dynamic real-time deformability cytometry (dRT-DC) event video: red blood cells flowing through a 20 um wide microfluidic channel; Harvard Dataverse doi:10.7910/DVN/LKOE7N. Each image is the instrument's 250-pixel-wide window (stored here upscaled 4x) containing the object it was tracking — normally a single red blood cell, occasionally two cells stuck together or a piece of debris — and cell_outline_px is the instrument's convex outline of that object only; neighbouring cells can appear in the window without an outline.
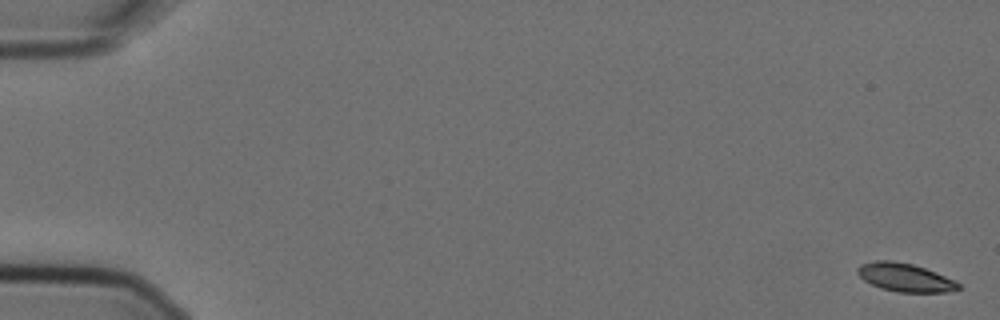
{"species": "Egyptian fruit bat (a non-hibernating species)", "species_latin": "Rousettus aegyptiacus", "temperature_condition": "cold", "stored_images_in_passage": 6, "camera_frame_rate_fps": 3000, "um_per_image_px": 0.085, "animal": {"sex": "female"}, "frame": {"image": 1, "passage_image": 1, "time_ms": 0.0, "image_size_px": [1000, 320], "cell_outline_px": [[960, 288], [948, 292], [896, 292], [880, 288], [864, 280], [856, 272], [856, 268], [860, 264], [876, 260], [892, 260], [912, 264], [936, 272], [956, 280], [960, 284]], "centroid_in_image_um": [76.92, 23.58], "position_along_channel_um": 8.1, "area_um2": 16.76}}
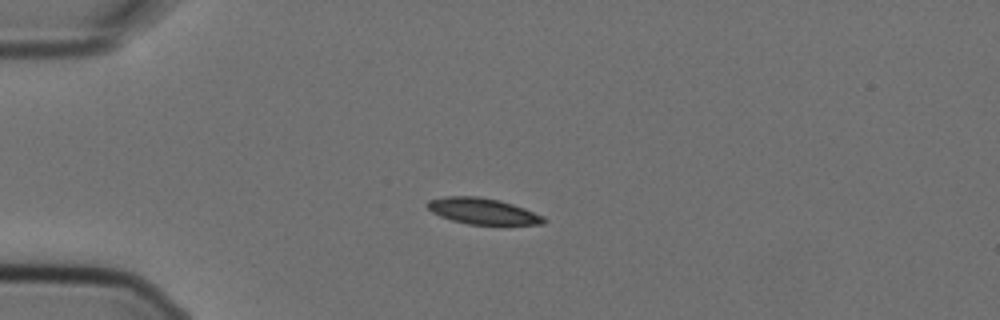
{"frame": {"image": 2, "passage_image": 5, "time_ms": 1.333, "image_size_px": [1000, 320], "cell_outline_px": [[548, 220], [544, 224], [468, 224], [452, 220], [440, 216], [432, 212], [424, 204], [428, 200], [444, 196], [476, 196], [500, 200], [524, 208], [544, 216]], "centroid_in_image_um": [41.01, 17.94], "position_along_channel_um": 44.0, "area_um2": 17.69}}